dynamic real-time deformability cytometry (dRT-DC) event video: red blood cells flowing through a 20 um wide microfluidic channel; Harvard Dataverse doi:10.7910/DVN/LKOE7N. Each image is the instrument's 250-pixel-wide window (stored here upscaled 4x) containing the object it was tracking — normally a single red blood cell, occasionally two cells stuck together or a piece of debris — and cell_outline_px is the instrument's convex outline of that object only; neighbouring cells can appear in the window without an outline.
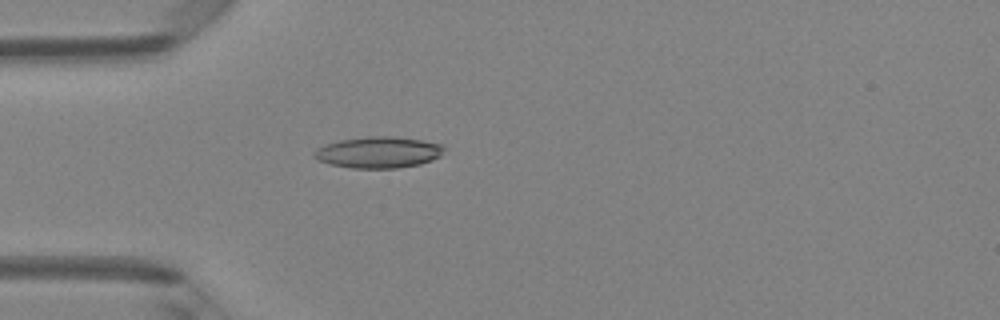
{"species": "Egyptian fruit bat (a non-hibernating species)", "species_latin": "Rousettus aegyptiacus", "temperature_condition": "room temperature", "stored_images_in_passage": 36, "camera_frame_rate_fps": 3000, "um_per_image_px": 0.085, "animal": {"sex": "female"}, "frame": {"image": 1, "passage_image": 2, "time_ms": 0.333, "image_size_px": [1000, 320], "cell_outline_px": [[444, 148], [440, 156], [432, 160], [420, 164], [396, 168], [352, 168], [332, 164], [320, 160], [312, 156], [312, 152], [316, 148], [324, 144], [340, 140], [368, 136], [396, 136], [444, 144]], "centroid_in_image_um": [32.16, 12.94], "position_along_channel_um": 52.8, "area_um2": 23.76}}
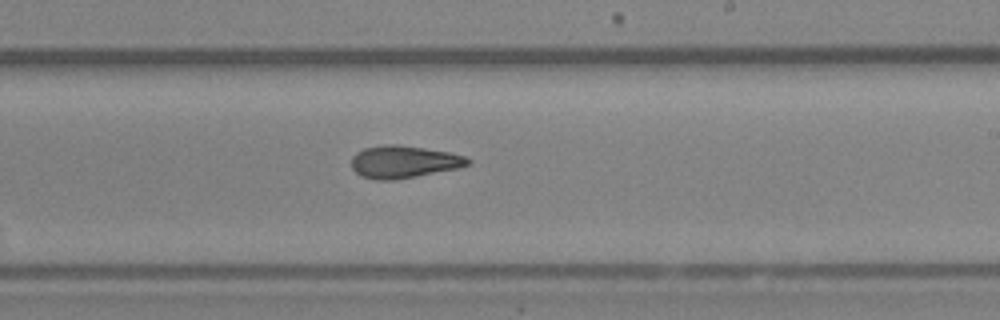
{"frame": {"image": 2, "passage_image": 17, "time_ms": 5.333, "image_size_px": [1000, 320], "cell_outline_px": [[472, 164], [460, 168], [396, 180], [376, 180], [360, 176], [352, 168], [352, 156], [356, 152], [364, 148], [384, 144], [396, 144], [424, 148], [448, 152], [464, 156], [472, 160]], "centroid_in_image_um": [34.33, 13.76], "position_along_channel_um": 254.7, "area_um2": 22.2}}
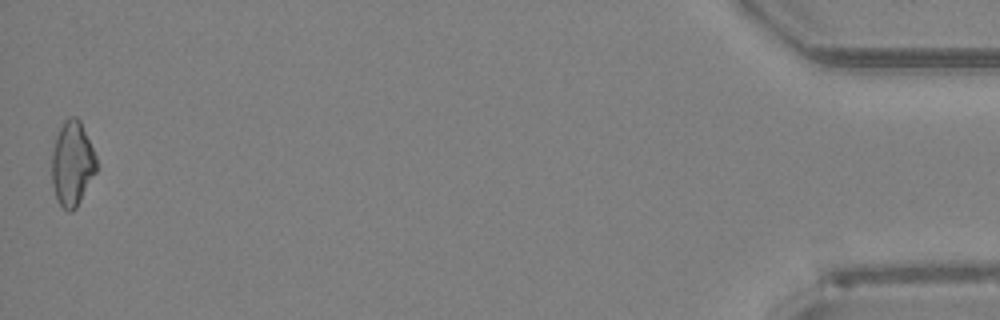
{"frame": {"image": 3, "passage_image": 36, "time_ms": 11.667, "image_size_px": [1000, 320], "cell_outline_px": [[96, 172], [76, 208], [72, 212], [68, 212], [60, 204], [56, 196], [52, 184], [52, 152], [56, 136], [64, 120], [68, 116], [76, 116], [80, 120], [96, 156]], "centroid_in_image_um": [6.13, 13.89], "position_along_channel_um": 429.1, "area_um2": 21.91}, "authors_computed_cell_mechanics": {"area_um2": 21.7328, "velocity_mm_per_s": 4.2137, "shape_relaxation_time_tau1_ms": 7.248, "shape_relaxation_time_tau2_ms": 7.6177, "deformation_change_tau1": 0.1735, "deformation_change_tau2": 0.1827}}